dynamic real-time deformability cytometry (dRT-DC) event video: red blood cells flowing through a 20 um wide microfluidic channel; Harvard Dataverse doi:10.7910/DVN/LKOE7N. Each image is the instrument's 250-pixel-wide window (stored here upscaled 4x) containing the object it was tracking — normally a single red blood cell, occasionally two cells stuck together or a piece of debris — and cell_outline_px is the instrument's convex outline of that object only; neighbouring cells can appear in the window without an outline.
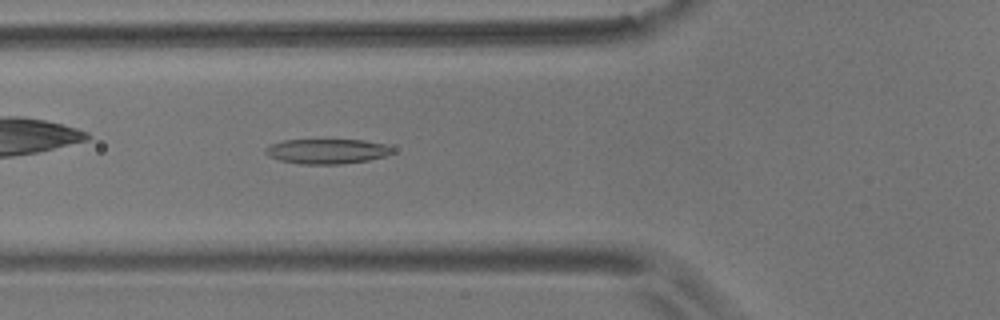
{"species": "common noctule bat (a hibernating species)", "species_latin": "Nyctalus noctula", "temperature_condition": "room temperature", "stored_images_in_passage": 48, "camera_frame_rate_fps": 3000, "um_per_image_px": 0.085, "animal": {"sex": "male", "body_mass_g": 17.9}, "frame": {"image": 1, "passage_image": 12, "time_ms": 3.667, "image_size_px": [1000, 320], "cell_outline_px": [[392, 152], [384, 156], [368, 160], [340, 164], [300, 164], [280, 160], [268, 156], [264, 152], [264, 148], [272, 144], [284, 140], [364, 140], [384, 144], [392, 148]], "centroid_in_image_um": [27.75, 12.86], "position_along_channel_um": 98.1, "area_um2": 18.26}}
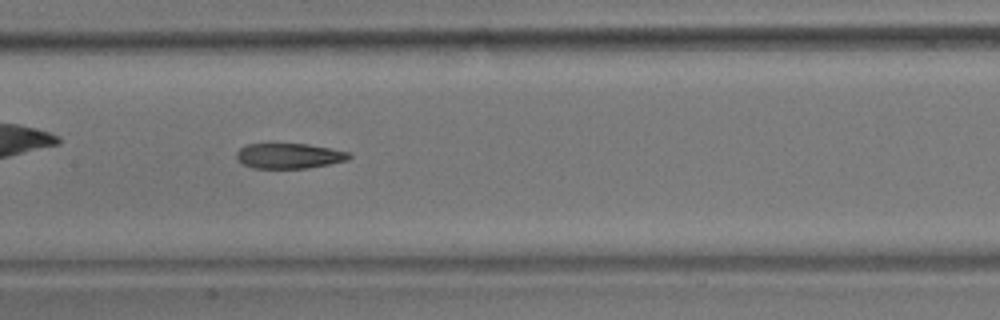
{"frame": {"image": 2, "passage_image": 19, "time_ms": 6.0, "image_size_px": [1000, 320], "cell_outline_px": [[352, 156], [348, 160], [308, 168], [252, 168], [236, 160], [236, 152], [240, 148], [248, 144], [272, 140], [308, 144], [352, 152]], "centroid_in_image_um": [24.53, 13.19], "position_along_channel_um": 182.9, "area_um2": 17.51}}
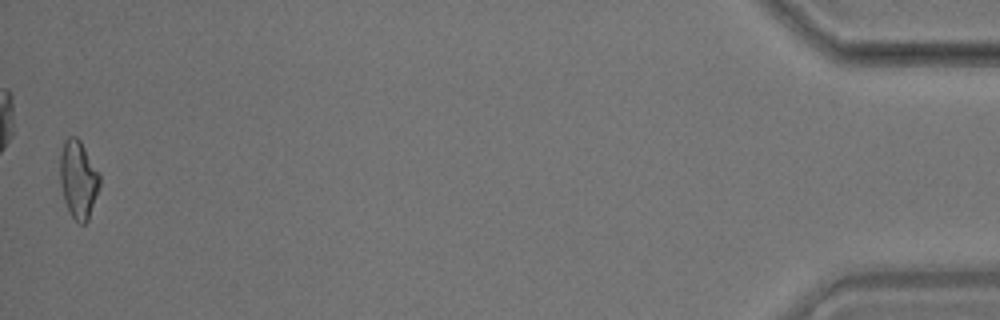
{"frame": {"image": 3, "passage_image": 47, "time_ms": 15.333, "image_size_px": [1000, 320], "cell_outline_px": [[100, 184], [88, 220], [84, 224], [80, 224], [72, 216], [64, 200], [60, 184], [60, 156], [64, 140], [68, 136], [76, 136], [80, 140], [100, 176]], "centroid_in_image_um": [6.64, 15.23], "position_along_channel_um": 428.6, "area_um2": 17.74}, "authors_computed_cell_mechanics": {"area_um2": 17.8602, "velocity_mm_per_s": 3.6029, "shape_relaxation_time_tau1_ms": 8.4258, "shape_relaxation_time_tau2_ms": 3.7695, "deformation_change_tau1": 0.195, "deformation_change_tau2": 0.1283}}